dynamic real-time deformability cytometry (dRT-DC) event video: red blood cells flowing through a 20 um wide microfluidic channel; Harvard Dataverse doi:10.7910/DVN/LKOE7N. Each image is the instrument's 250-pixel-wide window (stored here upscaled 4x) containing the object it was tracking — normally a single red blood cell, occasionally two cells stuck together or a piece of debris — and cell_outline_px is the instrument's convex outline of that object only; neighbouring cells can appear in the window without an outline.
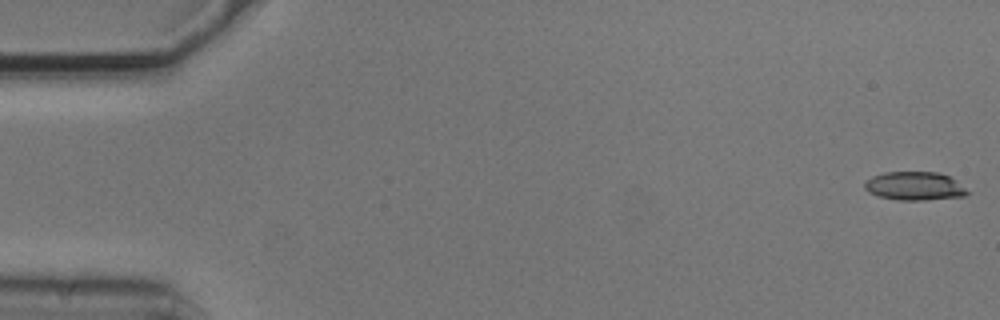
{"species": "common noctule bat (a hibernating species)", "species_latin": "Nyctalus noctula", "temperature_condition": "cold", "stored_images_in_passage": 54, "camera_frame_rate_fps": 3000, "um_per_image_px": 0.085, "animal": {"sex": "male", "body_mass_g": 20.5, "forearm_length_mm": 52.5}, "frame": {"image": 1, "passage_image": 1, "time_ms": 0.0, "image_size_px": [1000, 320], "cell_outline_px": [[972, 192], [964, 196], [924, 200], [900, 200], [880, 196], [868, 192], [864, 188], [864, 184], [872, 176], [884, 172], [936, 172], [948, 176]], "centroid_in_image_um": [77.75, 15.81], "position_along_channel_um": 7.2, "area_um2": 16.94}}
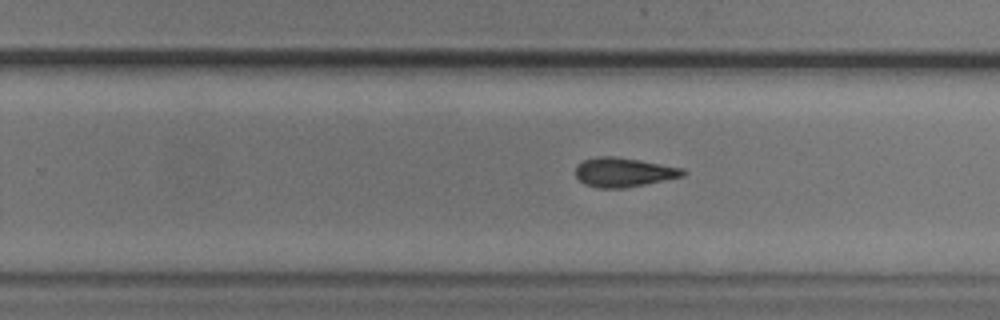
{"frame": {"image": 2, "passage_image": 34, "time_ms": 11.0, "image_size_px": [1000, 320], "cell_outline_px": [[684, 176], [624, 188], [596, 188], [584, 184], [576, 176], [576, 168], [584, 160], [600, 156], [616, 156], [640, 160], [684, 168]], "centroid_in_image_um": [53.01, 14.64], "position_along_channel_um": 276.8, "area_um2": 18.15}}
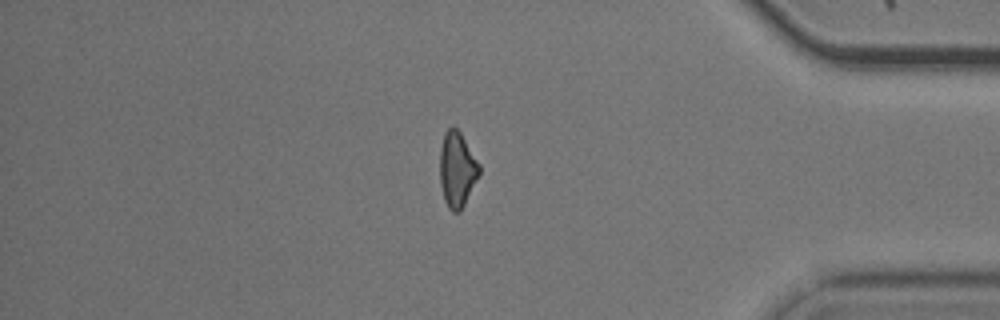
{"frame": {"image": 3, "passage_image": 46, "time_ms": 15.0, "image_size_px": [1000, 320], "cell_outline_px": [[480, 172], [460, 212], [452, 212], [448, 208], [444, 200], [440, 184], [440, 148], [444, 132], [452, 124], [460, 132], [480, 164]], "centroid_in_image_um": [38.83, 14.38], "position_along_channel_um": 396.4, "area_um2": 17.28}, "authors_computed_cell_mechanics": {"area_um2": 18.0336, "velocity_mm_per_s": 3.7307, "shape_relaxation_time_tau1_ms": 4.535, "shape_relaxation_time_tau2_ms": 2.5438, "deformation_change_tau1": 0.1386, "deformation_change_tau2": 0.1068}}